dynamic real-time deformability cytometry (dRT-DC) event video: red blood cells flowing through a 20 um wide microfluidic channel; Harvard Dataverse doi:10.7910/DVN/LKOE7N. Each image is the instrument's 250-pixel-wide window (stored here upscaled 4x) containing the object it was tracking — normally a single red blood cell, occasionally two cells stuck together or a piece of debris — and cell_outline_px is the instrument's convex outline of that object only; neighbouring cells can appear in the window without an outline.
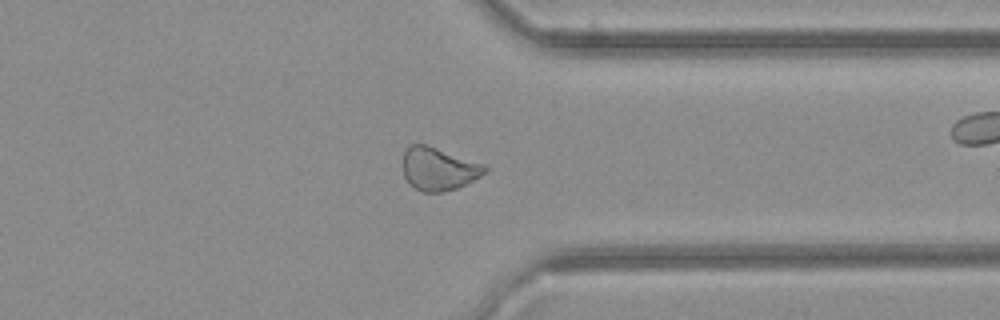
{"species": "common noctule bat (a hibernating species)", "species_latin": "Nyctalus noctula", "temperature_condition": "cold", "stored_images_in_passage": 33, "camera_frame_rate_fps": 3000, "um_per_image_px": 0.085, "animal": {"sex": "female", "body_mass_g": 21.9}, "frame": {"image": 1, "passage_image": 24, "time_ms": 7.667, "image_size_px": [1000, 320], "cell_outline_px": [[488, 172], [456, 188], [440, 192], [424, 192], [416, 188], [404, 176], [404, 148], [408, 144], [424, 144], [484, 164], [488, 168]], "centroid_in_image_um": [37.28, 14.34], "position_along_channel_um": 374.1, "area_um2": 20.11}}
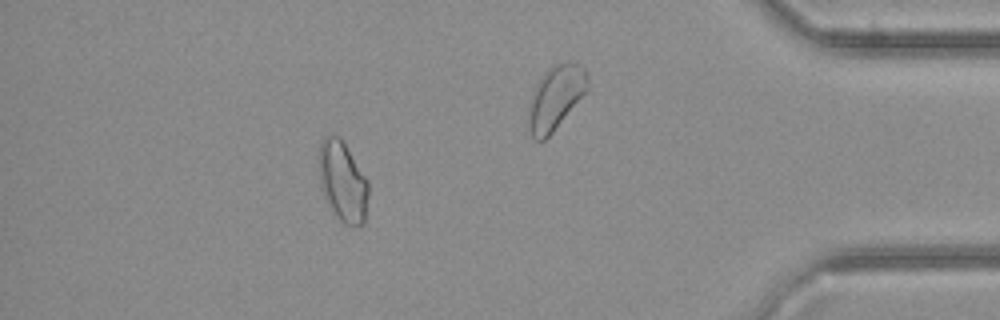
{"frame": {"image": 2, "passage_image": 28, "time_ms": 9.0, "image_size_px": [1000, 320], "cell_outline_px": [[368, 196], [364, 224], [356, 228], [344, 224], [332, 212], [324, 196], [320, 184], [320, 144], [324, 136], [340, 136], [344, 140], [368, 180]], "centroid_in_image_um": [29.16, 15.45], "position_along_channel_um": 406.0, "area_um2": 23.41}}